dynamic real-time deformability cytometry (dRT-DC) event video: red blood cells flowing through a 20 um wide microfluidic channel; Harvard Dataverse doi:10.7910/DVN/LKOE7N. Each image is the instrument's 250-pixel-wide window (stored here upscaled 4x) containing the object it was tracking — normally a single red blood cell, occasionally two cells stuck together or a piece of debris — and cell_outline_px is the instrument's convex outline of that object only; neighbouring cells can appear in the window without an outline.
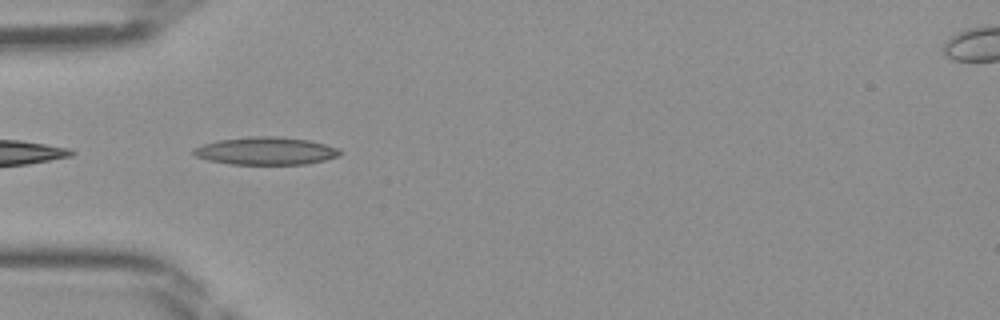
{"species": "Egyptian fruit bat (a non-hibernating species)", "species_latin": "Rousettus aegyptiacus", "temperature_condition": "room temperature", "stored_images_in_passage": 33, "camera_frame_rate_fps": 3000, "um_per_image_px": 0.085, "frame": {"image": 1, "passage_image": 1, "time_ms": 0.0, "image_size_px": [1000, 320], "cell_outline_px": [[340, 156], [324, 160], [304, 164], [228, 164], [208, 160], [196, 156], [192, 152], [192, 148], [204, 144], [220, 140], [252, 136], [276, 136], [308, 140], [324, 144], [336, 148], [340, 152]], "centroid_in_image_um": [22.56, 12.83], "position_along_channel_um": 62.4, "area_um2": 23.41}}
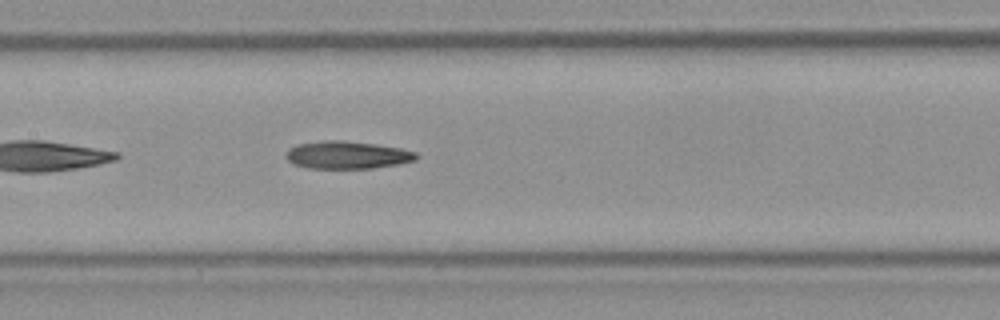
{"frame": {"image": 2, "passage_image": 9, "time_ms": 2.667, "image_size_px": [1000, 320], "cell_outline_px": [[420, 156], [416, 160], [396, 164], [372, 168], [308, 168], [292, 164], [284, 156], [284, 152], [288, 148], [296, 144], [324, 140], [340, 140], [376, 144], [400, 148], [416, 152]], "centroid_in_image_um": [29.46, 13.17], "position_along_channel_um": 177.9, "area_um2": 21.15}}
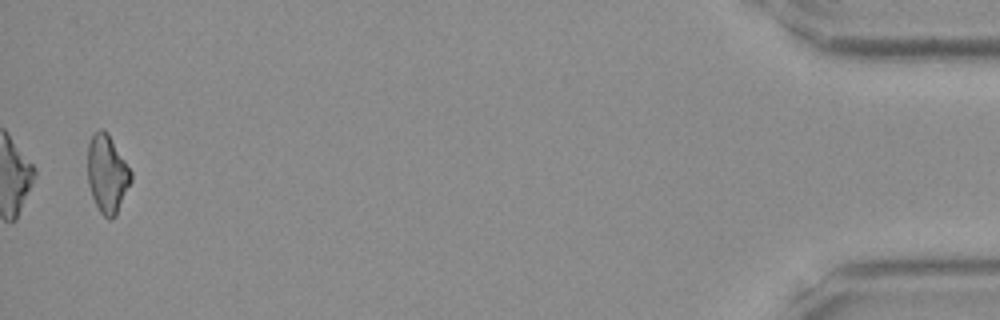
{"frame": {"image": 3, "passage_image": 32, "time_ms": 10.333, "image_size_px": [1000, 320], "cell_outline_px": [[132, 180], [116, 216], [112, 220], [108, 220], [100, 212], [92, 196], [88, 184], [88, 144], [92, 132], [100, 128], [104, 128], [108, 132], [132, 172]], "centroid_in_image_um": [9.11, 14.76], "position_along_channel_um": 426.1, "area_um2": 20.0}}